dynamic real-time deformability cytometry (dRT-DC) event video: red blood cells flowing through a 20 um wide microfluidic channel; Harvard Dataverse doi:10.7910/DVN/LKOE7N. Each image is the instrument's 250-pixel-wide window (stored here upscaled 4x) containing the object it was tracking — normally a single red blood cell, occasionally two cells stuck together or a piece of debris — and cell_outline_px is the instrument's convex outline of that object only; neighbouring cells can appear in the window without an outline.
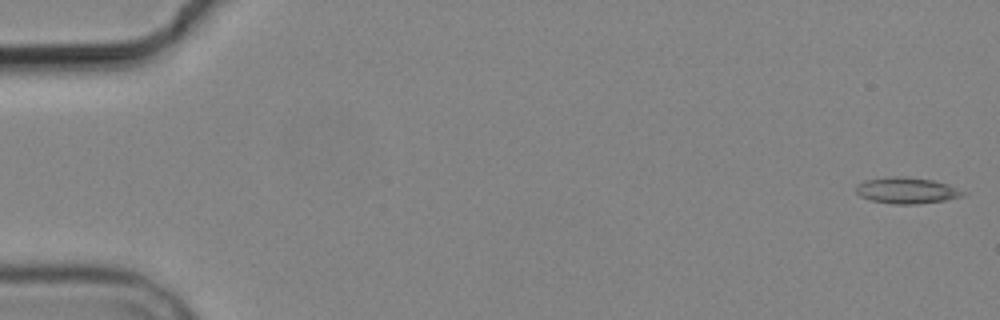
{"species": "common noctule bat (a hibernating species)", "species_latin": "Nyctalus noctula", "temperature_condition": "cold", "stored_images_in_passage": 4, "camera_frame_rate_fps": 3000, "um_per_image_px": 0.085, "animal": {"sex": "male", "body_mass_g": 19.2, "forearm_length_mm": 51.8}, "frame": {"image": 1, "passage_image": 1, "time_ms": 0.0, "image_size_px": [1000, 320], "cell_outline_px": [[964, 196], [944, 200], [916, 204], [892, 204], [872, 200], [860, 196], [856, 192], [856, 188], [860, 184], [868, 180], [896, 176], [904, 176], [932, 180], [948, 184], [964, 192]], "centroid_in_image_um": [77.09, 16.2], "position_along_channel_um": 7.9, "area_um2": 15.95}}
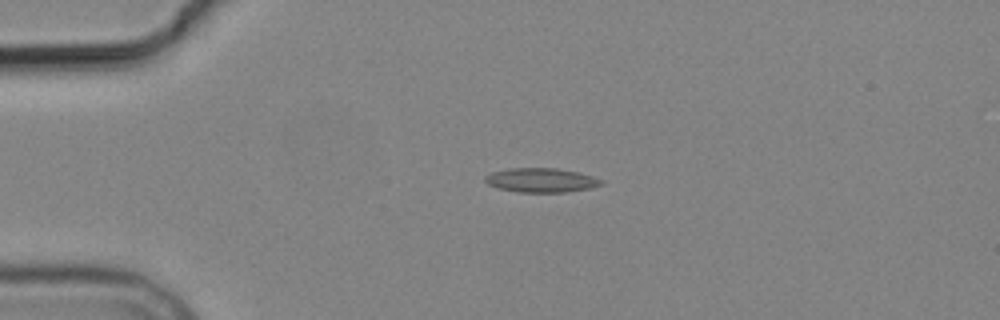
{"frame": {"image": 2, "passage_image": 4, "time_ms": 4.0, "image_size_px": [1000, 320], "cell_outline_px": [[604, 184], [588, 188], [564, 192], [520, 192], [500, 188], [488, 184], [484, 180], [484, 176], [492, 172], [508, 168], [556, 168], [580, 172], [604, 180]], "centroid_in_image_um": [46.01, 15.3], "position_along_channel_um": 39.0, "area_um2": 16.36}}